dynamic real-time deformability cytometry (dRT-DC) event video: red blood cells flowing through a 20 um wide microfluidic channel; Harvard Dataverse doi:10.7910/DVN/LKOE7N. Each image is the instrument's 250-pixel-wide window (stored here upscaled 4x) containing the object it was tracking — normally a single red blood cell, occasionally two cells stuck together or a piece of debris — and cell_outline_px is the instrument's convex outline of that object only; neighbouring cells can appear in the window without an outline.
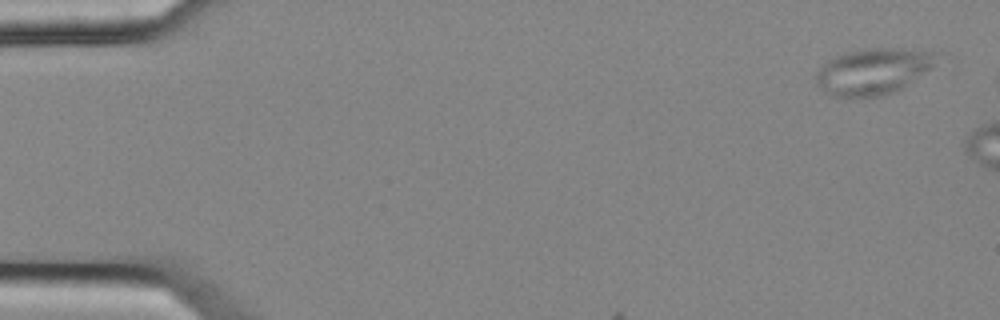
{"species": "common noctule bat (a hibernating species)", "species_latin": "Nyctalus noctula", "temperature_condition": "cold", "stored_images_in_passage": 6, "camera_frame_rate_fps": 3000, "um_per_image_px": 0.085, "animal": {"sex": "female", "body_mass_g": 25.1}, "frame": {"image": 1, "passage_image": 1, "time_ms": 0.0, "image_size_px": [1000, 320], "cell_outline_px": [[932, 68], [900, 88], [892, 92], [880, 96], [832, 96], [816, 84], [816, 72], [828, 60], [836, 56], [848, 52], [868, 48], [900, 48], [932, 52]], "centroid_in_image_um": [74.15, 6.06], "position_along_channel_um": 10.9, "area_um2": 31.44}}